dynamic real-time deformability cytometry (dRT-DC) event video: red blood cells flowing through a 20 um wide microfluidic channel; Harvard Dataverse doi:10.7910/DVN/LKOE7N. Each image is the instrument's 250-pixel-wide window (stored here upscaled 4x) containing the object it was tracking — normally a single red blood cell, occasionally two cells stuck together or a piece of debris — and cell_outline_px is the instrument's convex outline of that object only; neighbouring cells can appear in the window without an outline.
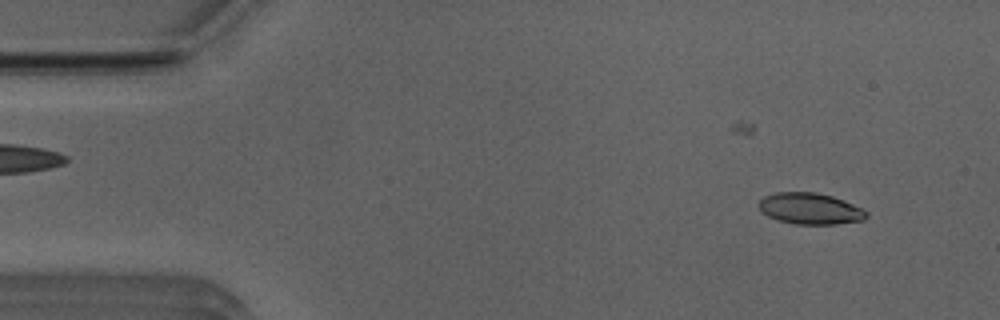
{"species": "Egyptian fruit bat (a non-hibernating species)", "species_latin": "Rousettus aegyptiacus", "temperature_condition": "room temperature", "stored_images_in_passage": 50, "camera_frame_rate_fps": 3000, "um_per_image_px": 0.085, "animal": {"sex": "male"}, "frame": {"image": 1, "passage_image": 4, "time_ms": 1.0, "image_size_px": [1000, 320], "cell_outline_px": [[868, 216], [864, 220], [836, 224], [796, 224], [780, 220], [768, 216], [760, 212], [760, 200], [764, 196], [776, 192], [816, 192], [832, 196], [844, 200], [868, 212]], "centroid_in_image_um": [68.87, 17.73], "position_along_channel_um": 16.1, "area_um2": 19.54}}
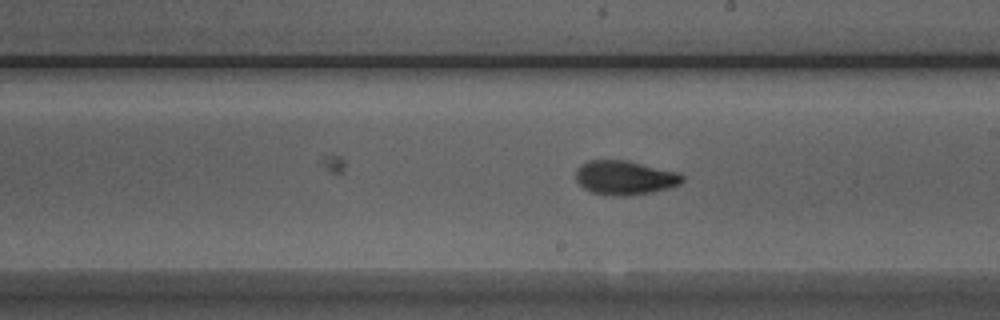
{"frame": {"image": 2, "passage_image": 28, "time_ms": 9.0, "image_size_px": [1000, 320], "cell_outline_px": [[684, 180], [680, 184], [668, 188], [652, 192], [628, 196], [612, 196], [592, 192], [584, 188], [576, 180], [576, 168], [580, 164], [588, 160], [628, 160], [680, 172], [684, 176]], "centroid_in_image_um": [53.13, 15.09], "position_along_channel_um": 235.9, "area_um2": 21.5}}
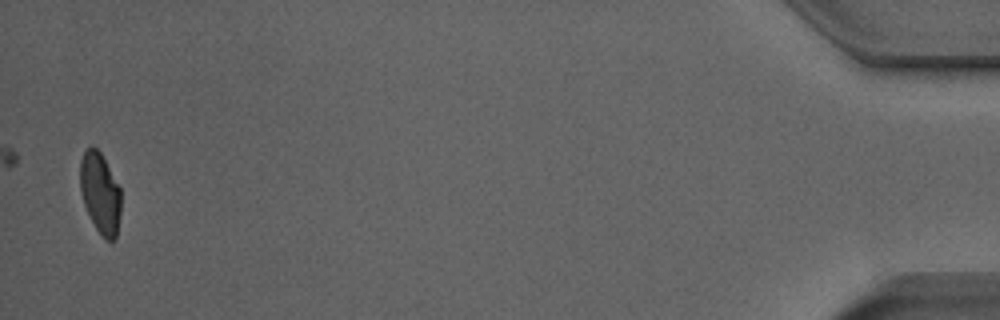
{"frame": {"image": 3, "passage_image": 50, "time_ms": 16.333, "image_size_px": [1000, 320], "cell_outline_px": [[120, 212], [116, 236], [112, 240], [104, 240], [96, 228], [84, 204], [80, 192], [80, 160], [84, 152], [92, 144], [100, 152], [120, 188]], "centroid_in_image_um": [8.5, 16.4], "position_along_channel_um": 426.7, "area_um2": 19.02}, "authors_computed_cell_mechanics": {"area_um2": 20.4034, "velocity_mm_per_s": 3.9323, "shape_relaxation_time_tau1_ms": 4.5867, "shape_relaxation_time_tau2_ms": 1.5982, "deformation_change_tau1": 0.1472, "deformation_change_tau2": 0.0681}}